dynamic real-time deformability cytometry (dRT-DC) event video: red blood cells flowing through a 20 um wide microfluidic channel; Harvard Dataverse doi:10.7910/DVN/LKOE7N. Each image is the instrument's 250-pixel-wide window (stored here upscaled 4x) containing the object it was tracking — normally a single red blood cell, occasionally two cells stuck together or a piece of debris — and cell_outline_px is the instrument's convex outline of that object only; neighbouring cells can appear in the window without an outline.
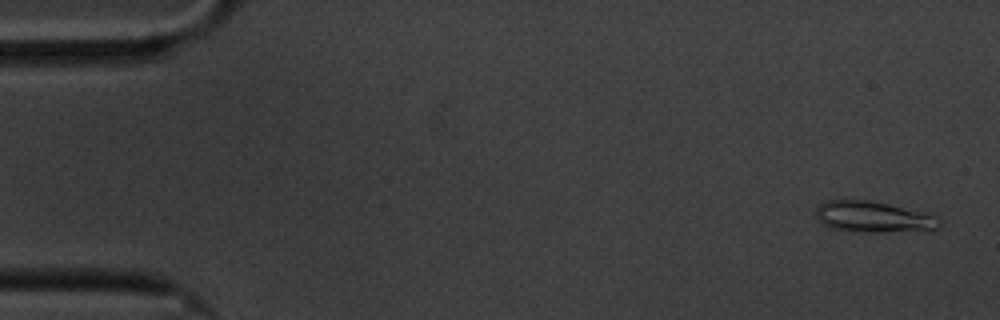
{"species": "common noctule bat (a hibernating species)", "species_latin": "Nyctalus noctula", "temperature_condition": "cold", "stored_images_in_passage": 60, "camera_frame_rate_fps": 3000, "um_per_image_px": 0.085, "animal": {"sex": "male", "body_mass_g": 20.1, "forearm_length_mm": 53.5}, "frame": {"image": 1, "passage_image": 3, "time_ms": 0.667, "image_size_px": [1000, 320], "cell_outline_px": [[940, 224], [936, 228], [880, 232], [840, 232], [824, 224], [816, 216], [816, 208], [820, 204], [828, 200], [868, 200], [888, 204], [936, 216], [940, 220]], "centroid_in_image_um": [74.13, 18.44], "position_along_channel_um": 10.9, "area_um2": 21.96}}
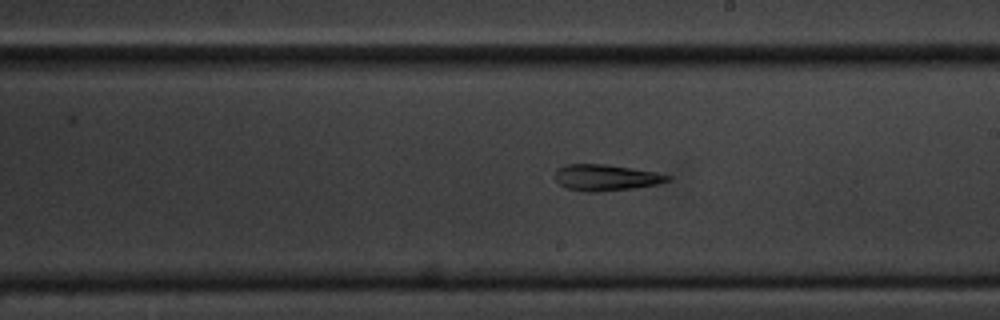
{"frame": {"image": 2, "passage_image": 34, "time_ms": 11.0, "image_size_px": [1000, 320], "cell_outline_px": [[672, 180], [660, 184], [636, 188], [600, 192], [584, 192], [568, 188], [560, 184], [556, 180], [556, 168], [564, 164], [608, 164], [656, 172], [672, 176]], "centroid_in_image_um": [51.55, 15.09], "position_along_channel_um": 237.5, "area_um2": 17.51}}
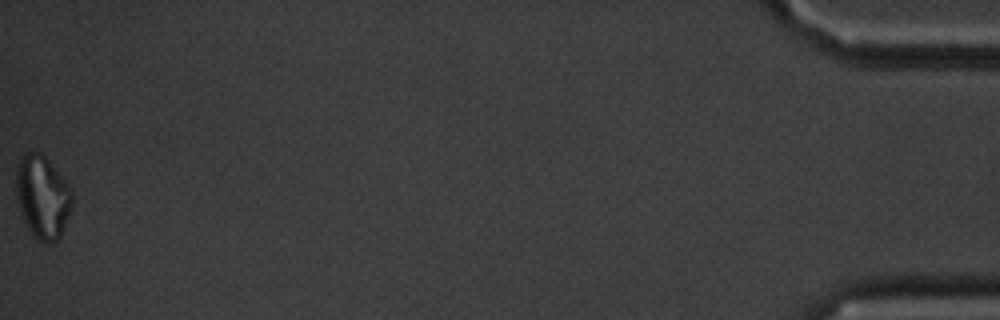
{"frame": {"image": 3, "passage_image": 60, "time_ms": 19.667, "image_size_px": [1000, 320], "cell_outline_px": [[72, 208], [60, 236], [52, 244], [44, 244], [28, 228], [24, 220], [20, 208], [16, 192], [16, 164], [20, 156], [24, 152], [40, 152], [48, 160], [72, 188]], "centroid_in_image_um": [3.62, 16.71], "position_along_channel_um": 431.6, "area_um2": 27.11}, "authors_computed_cell_mechanics": {"area_um2": 19.5075, "velocity_mm_per_s": 3.369, "shape_relaxation_time_tau1_ms": 8.3846, "shape_relaxation_time_tau2_ms": 7.1559, "deformation_change_tau1": 0.2235, "deformation_change_tau2": 0.1932}}